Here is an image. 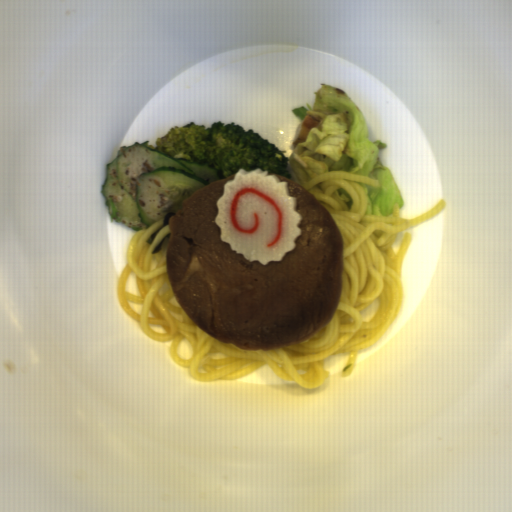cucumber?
<instances>
[{"mask_svg":"<svg viewBox=\"0 0 512 512\" xmlns=\"http://www.w3.org/2000/svg\"><path fill=\"white\" fill-rule=\"evenodd\" d=\"M222 179L202 161H179L148 141L136 142L108 162L101 193L113 220L137 233L162 218L169 225L184 200Z\"/></svg>","mask_w":512,"mask_h":512,"instance_id":"cucumber-1","label":"cucumber"}]
</instances>
